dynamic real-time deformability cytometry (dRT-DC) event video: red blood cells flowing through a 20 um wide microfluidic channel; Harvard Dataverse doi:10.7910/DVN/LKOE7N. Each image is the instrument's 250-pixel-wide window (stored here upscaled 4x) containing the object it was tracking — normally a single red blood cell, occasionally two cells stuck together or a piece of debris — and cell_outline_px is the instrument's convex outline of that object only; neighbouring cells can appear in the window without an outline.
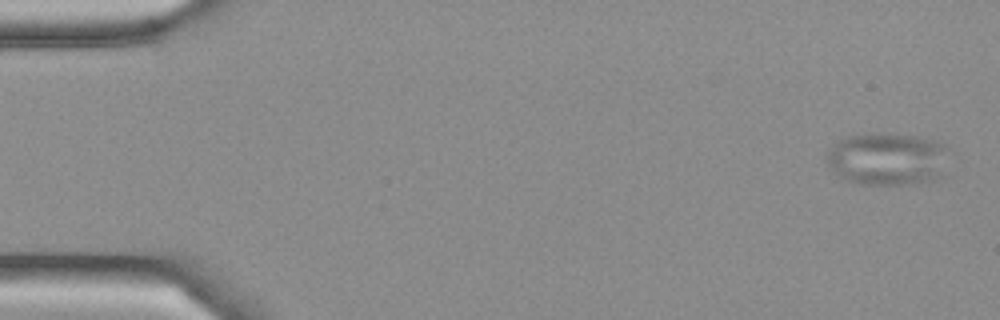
{"species": "Egyptian fruit bat (a non-hibernating species)", "species_latin": "Rousettus aegyptiacus", "temperature_condition": "cold", "stored_images_in_passage": 5, "camera_frame_rate_fps": 3000, "um_per_image_px": 0.085, "frame": {"image": 1, "passage_image": 1, "time_ms": 0.0, "image_size_px": [1000, 320], "cell_outline_px": [[948, 148], [936, 180], [916, 184], [860, 184], [844, 180], [828, 164], [828, 152], [832, 144], [848, 136], [876, 132], [888, 132], [916, 136], [932, 140], [944, 144]], "centroid_in_image_um": [75.39, 13.49], "position_along_channel_um": 9.6, "area_um2": 37.28}}